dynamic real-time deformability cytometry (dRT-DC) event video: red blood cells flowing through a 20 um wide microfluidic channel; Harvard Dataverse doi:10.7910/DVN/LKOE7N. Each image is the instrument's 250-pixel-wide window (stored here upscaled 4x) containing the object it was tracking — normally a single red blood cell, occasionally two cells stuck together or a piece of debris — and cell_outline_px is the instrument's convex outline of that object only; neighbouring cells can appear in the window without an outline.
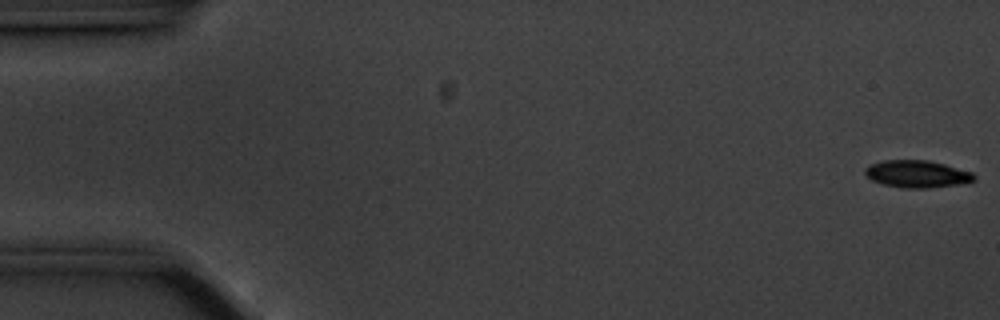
{"species": "common noctule bat (a hibernating species)", "species_latin": "Nyctalus noctula", "temperature_condition": "cold", "stored_images_in_passage": 8, "camera_frame_rate_fps": 3000, "um_per_image_px": 0.085, "animal": {"sex": "male", "body_mass_g": 20.1, "forearm_length_mm": 53.5}, "frame": {"image": 1, "passage_image": 1, "time_ms": 0.0, "image_size_px": [1000, 320], "cell_outline_px": [[976, 180], [956, 184], [924, 188], [904, 188], [884, 184], [872, 180], [864, 172], [864, 168], [872, 164], [884, 160], [928, 160], [944, 164], [972, 172], [976, 176]], "centroid_in_image_um": [77.94, 14.78], "position_along_channel_um": 7.1, "area_um2": 17.05}}